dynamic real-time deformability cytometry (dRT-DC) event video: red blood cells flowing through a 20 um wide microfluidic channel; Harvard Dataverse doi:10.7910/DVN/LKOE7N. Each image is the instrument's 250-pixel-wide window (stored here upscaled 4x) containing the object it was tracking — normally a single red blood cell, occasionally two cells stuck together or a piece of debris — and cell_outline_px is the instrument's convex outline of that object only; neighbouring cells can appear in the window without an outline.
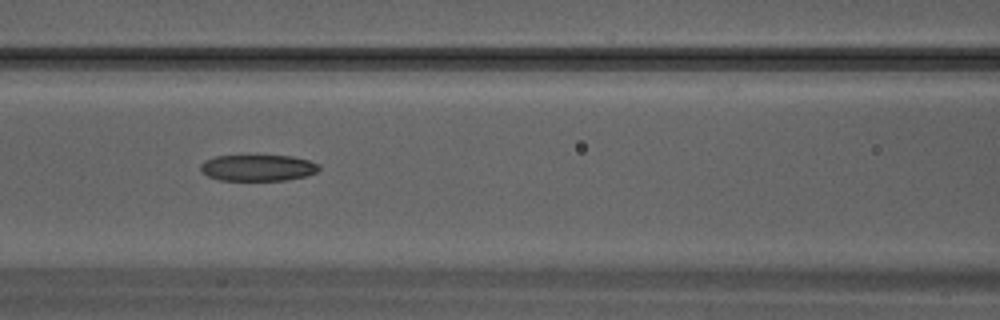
{"species": "Egyptian fruit bat (a non-hibernating species)", "species_latin": "Rousettus aegyptiacus", "temperature_condition": "warm", "stored_images_in_passage": 14, "camera_frame_rate_fps": 3000, "um_per_image_px": 0.085, "animal": {"sex": "male"}, "frame": {"image": 1, "passage_image": 10, "time_ms": 3.0, "image_size_px": [1000, 320], "cell_outline_px": [[320, 168], [316, 172], [308, 176], [284, 180], [220, 180], [208, 176], [200, 168], [200, 164], [204, 160], [216, 156], [292, 156], [308, 160], [320, 164]], "centroid_in_image_um": [21.94, 14.26], "position_along_channel_um": 144.7, "area_um2": 18.09}}
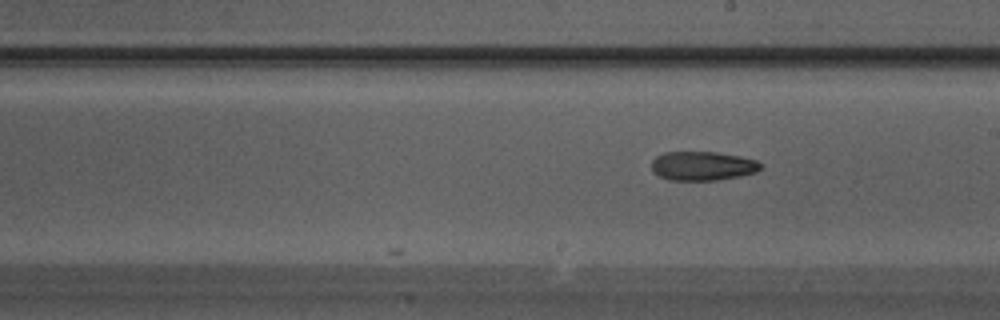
{"frame": {"image": 2, "passage_image": 14, "time_ms": 4.333, "image_size_px": [1000, 320], "cell_outline_px": [[764, 164], [756, 172], [740, 176], [716, 180], [668, 180], [652, 172], [652, 160], [656, 156], [664, 152], [716, 152], [740, 156], [756, 160]], "centroid_in_image_um": [59.72, 14.1], "position_along_channel_um": 229.3, "area_um2": 18.55}}